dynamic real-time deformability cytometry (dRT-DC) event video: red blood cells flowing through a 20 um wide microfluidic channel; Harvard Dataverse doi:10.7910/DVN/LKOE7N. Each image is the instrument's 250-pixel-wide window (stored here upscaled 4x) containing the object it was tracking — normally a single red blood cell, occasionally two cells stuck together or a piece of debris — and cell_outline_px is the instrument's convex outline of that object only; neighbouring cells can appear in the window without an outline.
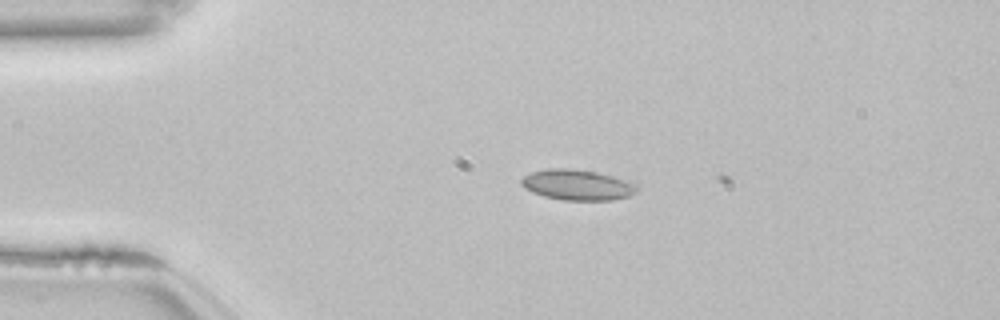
{"species": "common noctule bat (a hibernating species)", "species_latin": "Nyctalus noctula", "temperature_condition": "room temperature", "stored_images_in_passage": 4, "camera_frame_rate_fps": 3000, "um_per_image_px": 0.085, "animal": {"sex": "female", "body_mass_g": 22.7, "forearm_length_mm": 54.2}, "frame": {"image": 1, "passage_image": 3, "time_ms": 0.667, "image_size_px": [1000, 320], "cell_outline_px": [[640, 188], [636, 192], [628, 196], [612, 200], [564, 200], [544, 196], [532, 192], [524, 188], [520, 184], [520, 180], [524, 176], [532, 172], [548, 168], [568, 168], [596, 172], [612, 176], [636, 184]], "centroid_in_image_um": [49.05, 15.71], "position_along_channel_um": 35.9, "area_um2": 20.52}}